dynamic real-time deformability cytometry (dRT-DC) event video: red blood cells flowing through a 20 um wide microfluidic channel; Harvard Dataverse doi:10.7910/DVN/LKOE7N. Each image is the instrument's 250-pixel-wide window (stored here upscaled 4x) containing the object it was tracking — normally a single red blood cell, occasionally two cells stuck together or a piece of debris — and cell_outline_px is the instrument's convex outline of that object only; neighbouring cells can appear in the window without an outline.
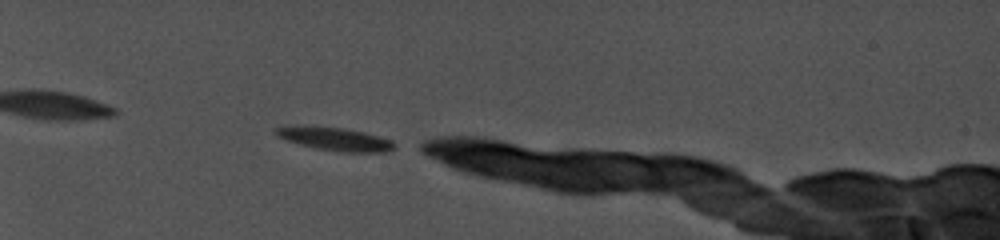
{"species": "common noctule bat (a hibernating species)", "species_latin": "Nyctalus noctula", "temperature_condition": "cold", "stored_images_in_passage": 46, "camera_frame_rate_fps": 5000, "um_per_image_px": 0.085, "animal": {"sex": "female", "body_mass_g": 19.0, "forearm_length_mm": 56.7}, "frame": {"image": 1, "passage_image": 1, "time_ms": 0.0, "image_size_px": [1000, 240], "cell_outline_px": [[396, 148], [388, 152], [344, 152], [316, 148], [300, 144], [276, 136], [272, 128], [296, 124], [304, 124], [344, 128], [364, 132], [392, 140], [396, 144]], "centroid_in_image_um": [28.44, 11.78], "position_along_channel_um": 56.6, "area_um2": 16.47}}
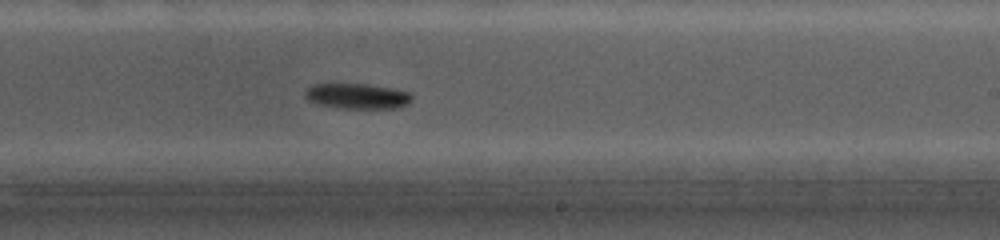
{"frame": {"image": 2, "passage_image": 30, "time_ms": 6.6, "image_size_px": [1000, 240], "cell_outline_px": [[412, 100], [408, 104], [396, 108], [340, 108], [320, 104], [308, 100], [304, 96], [304, 92], [312, 84], [368, 84], [392, 88], [408, 92], [412, 96]], "centroid_in_image_um": [30.37, 8.16], "position_along_channel_um": 258.6, "area_um2": 15.72}}
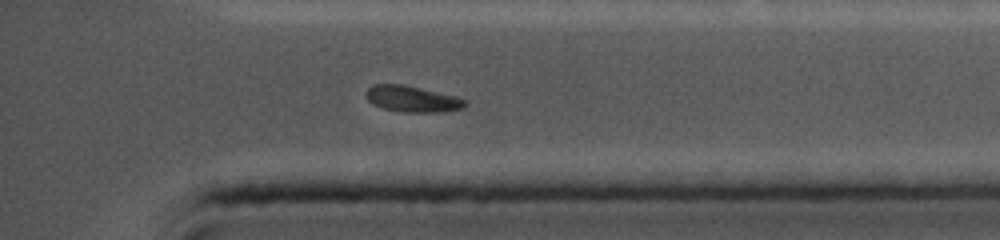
{"frame": {"image": 3, "passage_image": 46, "time_ms": 10.2, "image_size_px": [1000, 240], "cell_outline_px": [[468, 104], [464, 108], [444, 112], [404, 112], [384, 108], [372, 104], [368, 100], [368, 88], [372, 84], [404, 84], [456, 96], [464, 100]], "centroid_in_image_um": [35.08, 8.41], "position_along_channel_um": 400.1, "area_um2": 15.03}}